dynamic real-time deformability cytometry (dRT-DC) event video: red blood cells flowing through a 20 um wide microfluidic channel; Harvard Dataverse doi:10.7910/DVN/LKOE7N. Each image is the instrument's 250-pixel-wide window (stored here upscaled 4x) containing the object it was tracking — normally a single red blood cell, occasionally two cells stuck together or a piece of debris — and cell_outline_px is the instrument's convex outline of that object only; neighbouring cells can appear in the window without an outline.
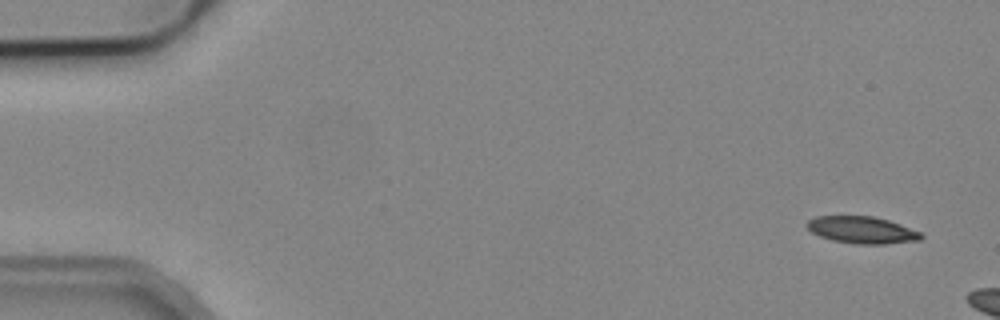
{"species": "common noctule bat (a hibernating species)", "species_latin": "Nyctalus noctula", "temperature_condition": "cold", "stored_images_in_passage": 3, "camera_frame_rate_fps": 3000, "um_per_image_px": 0.085, "animal": {"sex": "male", "body_mass_g": 19.2, "forearm_length_mm": 51.8}, "frame": {"image": 1, "passage_image": 1, "time_ms": 0.0, "image_size_px": [1000, 320], "cell_outline_px": [[924, 236], [920, 240], [884, 244], [856, 244], [832, 240], [820, 236], [812, 232], [804, 224], [808, 220], [816, 216], [872, 216], [888, 220], [900, 224], [920, 232]], "centroid_in_image_um": [73.25, 19.54], "position_along_channel_um": 11.8, "area_um2": 17.92}}